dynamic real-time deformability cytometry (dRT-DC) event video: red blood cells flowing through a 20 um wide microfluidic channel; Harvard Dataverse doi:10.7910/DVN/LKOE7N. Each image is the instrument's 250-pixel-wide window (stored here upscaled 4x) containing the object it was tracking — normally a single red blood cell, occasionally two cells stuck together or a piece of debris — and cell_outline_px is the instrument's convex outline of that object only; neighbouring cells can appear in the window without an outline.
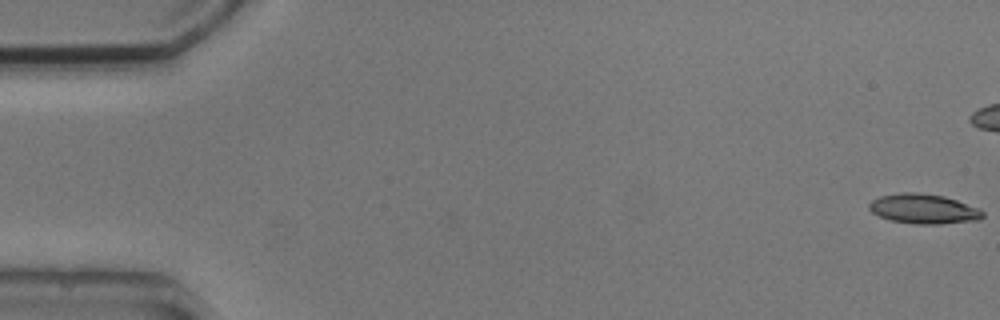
{"species": "common noctule bat (a hibernating species)", "species_latin": "Nyctalus noctula", "temperature_condition": "cold", "stored_images_in_passage": 2, "camera_frame_rate_fps": 3000, "um_per_image_px": 0.085, "animal": {"sex": "male", "body_mass_g": 20.5, "forearm_length_mm": 52.5}, "frame": {"image": 1, "passage_image": 1, "time_ms": 0.0, "image_size_px": [1000, 320], "cell_outline_px": [[984, 216], [980, 220], [940, 224], [916, 224], [892, 220], [880, 216], [872, 212], [868, 208], [868, 204], [872, 200], [880, 196], [900, 192], [916, 192], [944, 196], [980, 208], [984, 212]], "centroid_in_image_um": [78.53, 17.75], "position_along_channel_um": 6.5, "area_um2": 19.77}}